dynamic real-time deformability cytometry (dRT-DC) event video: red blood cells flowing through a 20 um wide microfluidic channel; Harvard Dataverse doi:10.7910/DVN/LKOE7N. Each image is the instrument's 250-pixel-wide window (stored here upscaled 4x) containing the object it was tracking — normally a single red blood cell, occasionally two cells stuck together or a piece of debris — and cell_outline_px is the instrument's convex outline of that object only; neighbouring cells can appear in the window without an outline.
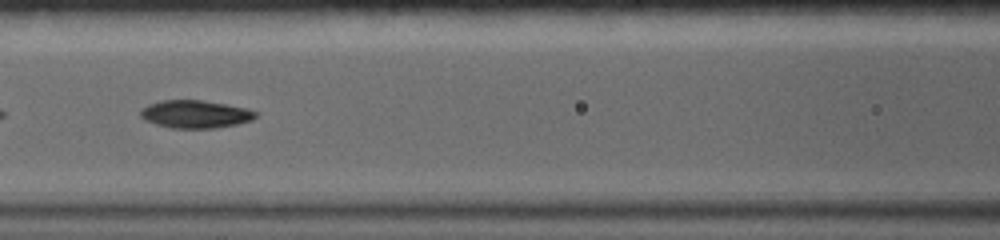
{"species": "common noctule bat (a hibernating species)", "species_latin": "Nyctalus noctula", "temperature_condition": "warm", "stored_images_in_passage": 27, "camera_frame_rate_fps": 5000, "um_per_image_px": 0.085, "animal": {"sex": "female", "body_mass_g": 19.0, "forearm_length_mm": 56.7}, "frame": {"image": 1, "passage_image": 8, "time_ms": 3.4, "image_size_px": [1000, 240], "cell_outline_px": [[256, 116], [252, 120], [236, 124], [216, 128], [172, 128], [156, 124], [144, 120], [140, 116], [140, 112], [148, 104], [160, 100], [200, 100], [248, 108], [256, 112]], "centroid_in_image_um": [16.59, 9.7], "position_along_channel_um": 150.0, "area_um2": 18.55}}
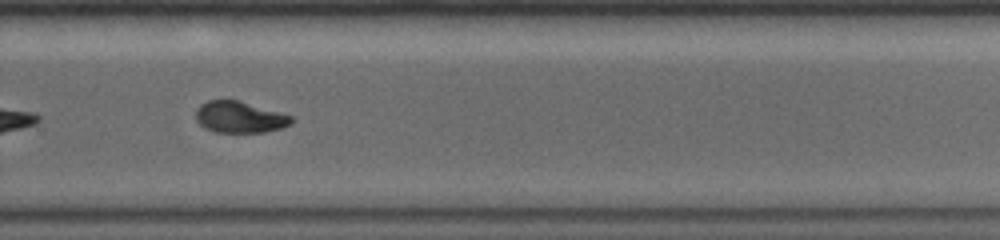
{"frame": {"image": 2, "passage_image": 23, "time_ms": 7.8, "image_size_px": [1000, 240], "cell_outline_px": [[292, 124], [280, 128], [264, 132], [216, 132], [204, 128], [196, 120], [196, 108], [200, 104], [208, 100], [236, 100], [292, 116]], "centroid_in_image_um": [20.32, 9.96], "position_along_channel_um": 309.5, "area_um2": 17.28}}